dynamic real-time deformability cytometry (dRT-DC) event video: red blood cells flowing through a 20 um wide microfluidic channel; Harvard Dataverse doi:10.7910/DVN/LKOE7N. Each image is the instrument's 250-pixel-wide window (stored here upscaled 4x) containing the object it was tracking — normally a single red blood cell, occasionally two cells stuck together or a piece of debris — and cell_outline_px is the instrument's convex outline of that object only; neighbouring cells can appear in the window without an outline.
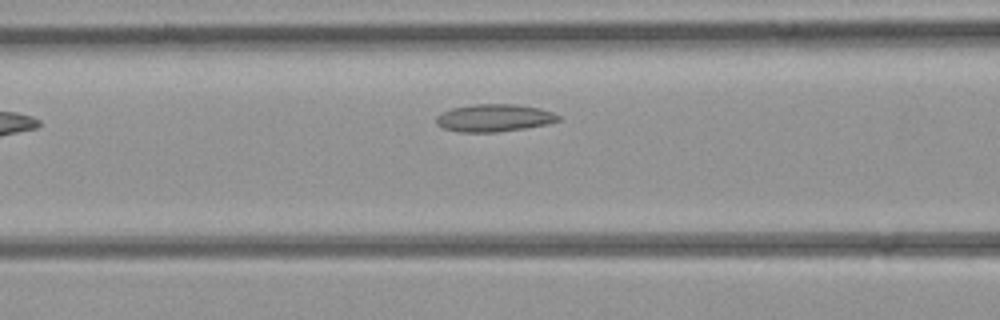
{"species": "common noctule bat (a hibernating species)", "species_latin": "Nyctalus noctula", "temperature_condition": "room temperature", "stored_images_in_passage": 6, "camera_frame_rate_fps": 3000, "um_per_image_px": 0.085, "animal": {"sex": "female", "body_mass_g": 21.9}, "frame": {"image": 1, "passage_image": 5, "time_ms": 1.333, "image_size_px": [1000, 320], "cell_outline_px": [[564, 116], [560, 120], [548, 124], [500, 132], [460, 132], [444, 128], [436, 124], [436, 116], [452, 108], [472, 104], [516, 104], [540, 108]], "centroid_in_image_um": [42.05, 10.02], "position_along_channel_um": 124.6, "area_um2": 19.71}}